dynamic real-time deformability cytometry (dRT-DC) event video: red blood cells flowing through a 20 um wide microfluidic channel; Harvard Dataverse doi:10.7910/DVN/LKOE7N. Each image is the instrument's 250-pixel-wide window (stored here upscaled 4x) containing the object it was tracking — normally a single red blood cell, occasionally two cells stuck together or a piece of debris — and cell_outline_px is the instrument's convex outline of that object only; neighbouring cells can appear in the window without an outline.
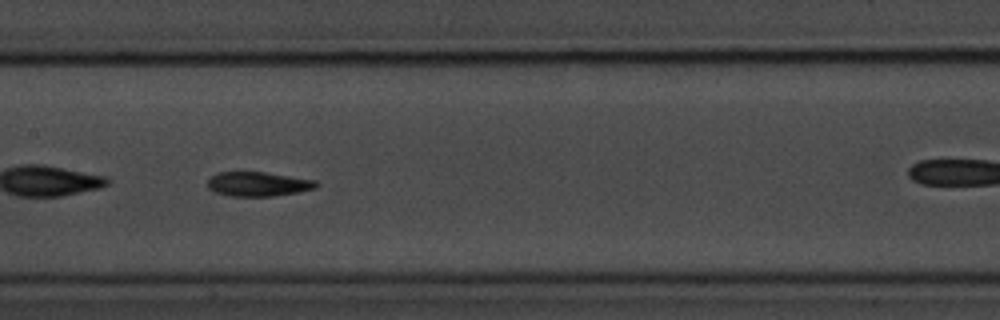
{"species": "common noctule bat (a hibernating species)", "species_latin": "Nyctalus noctula", "temperature_condition": "room temperature", "stored_images_in_passage": 42, "camera_frame_rate_fps": 3000, "um_per_image_px": 0.085, "animal": {"sex": "male", "body_mass_g": 20.1, "forearm_length_mm": 53.5}, "frame": {"image": 1, "passage_image": 13, "time_ms": 4.0, "image_size_px": [1000, 320], "cell_outline_px": [[320, 184], [316, 188], [296, 192], [272, 196], [232, 196], [216, 192], [208, 188], [208, 180], [216, 172], [264, 172], [316, 180]], "centroid_in_image_um": [21.95, 15.64], "position_along_channel_um": 185.5, "area_um2": 15.32}}
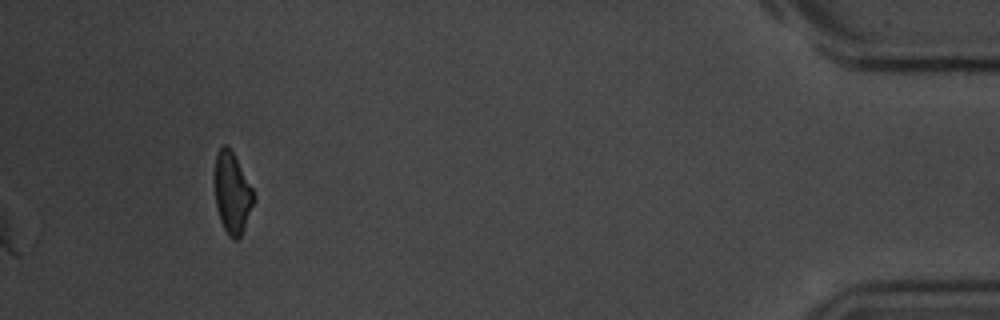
{"frame": {"image": 2, "passage_image": 42, "time_ms": 13.667, "image_size_px": [1000, 320], "cell_outline_px": [[256, 196], [244, 228], [240, 236], [236, 240], [232, 240], [228, 236], [220, 220], [216, 208], [216, 156], [220, 148], [224, 144], [228, 144], [252, 188]], "centroid_in_image_um": [19.75, 16.43], "position_along_channel_um": 415.5, "area_um2": 18.03}, "authors_computed_cell_mechanics": {"area_um2": 14.9991, "velocity_mm_per_s": 3.6561, "shape_relaxation_time_tau1_ms": 6.6976, "shape_relaxation_time_tau2_ms": 6.292, "deformation_change_tau1": 0.2307, "deformation_change_tau2": 0.1293}}